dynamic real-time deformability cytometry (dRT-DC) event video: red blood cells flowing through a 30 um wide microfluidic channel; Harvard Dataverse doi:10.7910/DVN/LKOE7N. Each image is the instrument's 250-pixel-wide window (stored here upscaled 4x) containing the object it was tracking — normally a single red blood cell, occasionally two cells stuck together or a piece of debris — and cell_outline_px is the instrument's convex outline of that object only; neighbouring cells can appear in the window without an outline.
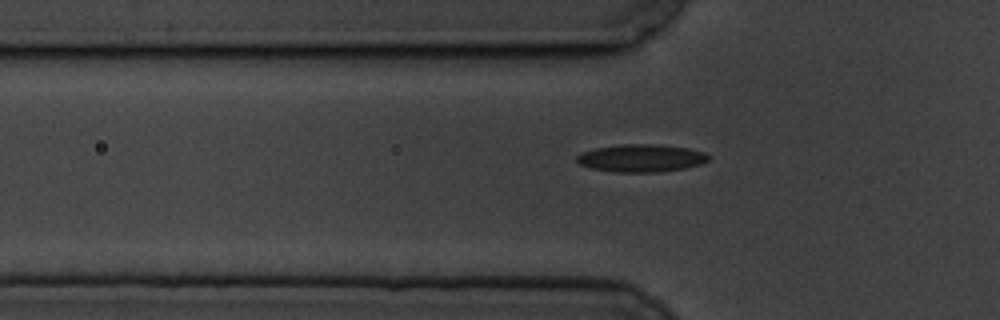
{"species": "common noctule bat (a hibernating species)", "species_latin": "Nyctalus noctula", "temperature_condition": "cold", "stored_images_in_passage": 5, "segment_of_instrument_passage": [2, 2], "camera_frame_rate_fps": 3000, "um_per_image_px": 0.085, "animal": {"sex": "male", "body_mass_g": 19.5, "forearm_length_mm": 54.6}, "frame": {"image": 1, "passage_image": 5, "time_ms": 4.667, "image_size_px": [1000, 320], "cell_outline_px": [[708, 160], [700, 164], [684, 168], [656, 172], [616, 172], [592, 168], [580, 164], [576, 160], [576, 156], [580, 152], [596, 148], [620, 144], [656, 144], [688, 148], [704, 152], [708, 156]], "centroid_in_image_um": [54.47, 13.43], "position_along_channel_um": 71.3, "area_um2": 21.1}}